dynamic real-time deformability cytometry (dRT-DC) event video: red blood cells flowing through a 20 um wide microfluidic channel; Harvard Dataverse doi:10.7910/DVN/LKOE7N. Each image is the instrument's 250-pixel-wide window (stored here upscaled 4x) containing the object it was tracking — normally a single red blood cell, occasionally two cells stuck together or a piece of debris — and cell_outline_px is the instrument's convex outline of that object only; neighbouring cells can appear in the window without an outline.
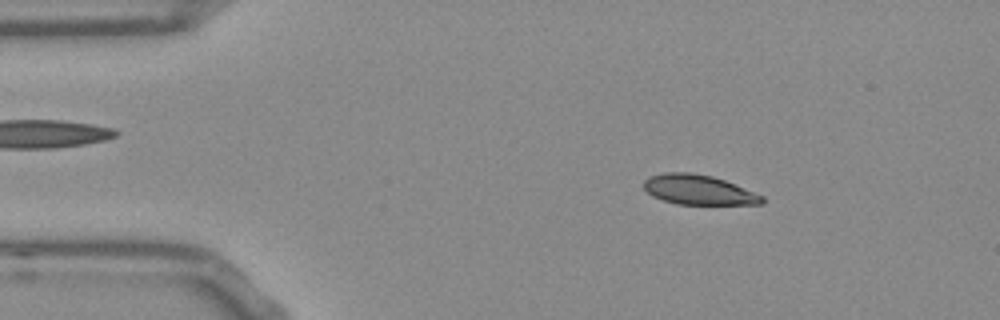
{"species": "Egyptian fruit bat (a non-hibernating species)", "species_latin": "Rousettus aegyptiacus", "temperature_condition": "room temperature", "stored_images_in_passage": 52, "camera_frame_rate_fps": 3000, "um_per_image_px": 0.085, "frame": {"image": 1, "passage_image": 7, "time_ms": 2.0, "image_size_px": [1000, 320], "cell_outline_px": [[764, 204], [676, 204], [652, 196], [644, 188], [644, 180], [648, 176], [664, 172], [692, 172], [712, 176], [724, 180], [764, 196]], "centroid_in_image_um": [59.36, 16.12], "position_along_channel_um": 25.6, "area_um2": 20.52}}
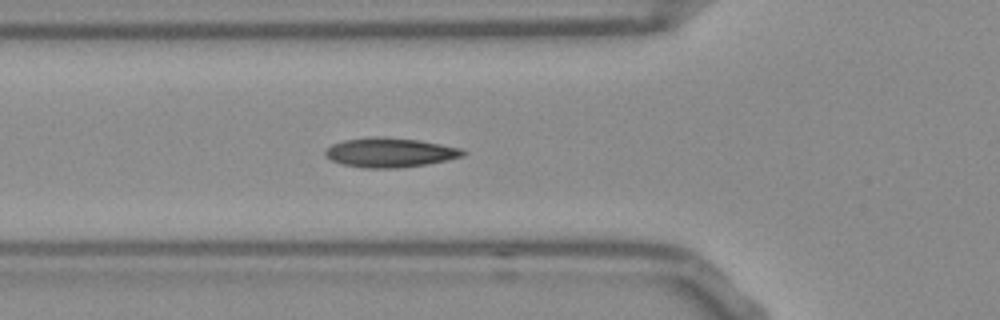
{"frame": {"image": 2, "passage_image": 17, "time_ms": 5.333, "image_size_px": [1000, 320], "cell_outline_px": [[468, 152], [464, 156], [448, 160], [428, 164], [400, 168], [364, 168], [340, 164], [324, 156], [324, 152], [332, 144], [344, 140], [376, 136], [380, 136], [416, 140], [440, 144], [460, 148]], "centroid_in_image_um": [33.14, 12.97], "position_along_channel_um": 92.7, "area_um2": 23.7}}
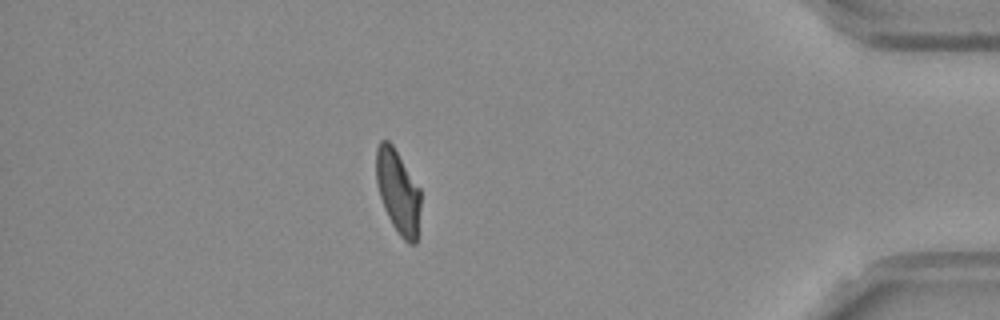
{"frame": {"image": 3, "passage_image": 45, "time_ms": 14.667, "image_size_px": [1000, 320], "cell_outline_px": [[420, 208], [416, 244], [408, 244], [400, 236], [392, 224], [384, 208], [380, 196], [376, 180], [376, 148], [380, 140], [388, 140], [392, 144], [420, 188]], "centroid_in_image_um": [33.83, 16.29], "position_along_channel_um": 401.4, "area_um2": 21.62}, "authors_computed_cell_mechanics": {"area_um2": 22.1374, "velocity_mm_per_s": 3.7941, "shape_relaxation_time_tau1_ms": 5.4993, "shape_relaxation_time_tau2_ms": 1.0628, "deformation_change_tau1": 0.1555, "deformation_change_tau2": 0.0655}}